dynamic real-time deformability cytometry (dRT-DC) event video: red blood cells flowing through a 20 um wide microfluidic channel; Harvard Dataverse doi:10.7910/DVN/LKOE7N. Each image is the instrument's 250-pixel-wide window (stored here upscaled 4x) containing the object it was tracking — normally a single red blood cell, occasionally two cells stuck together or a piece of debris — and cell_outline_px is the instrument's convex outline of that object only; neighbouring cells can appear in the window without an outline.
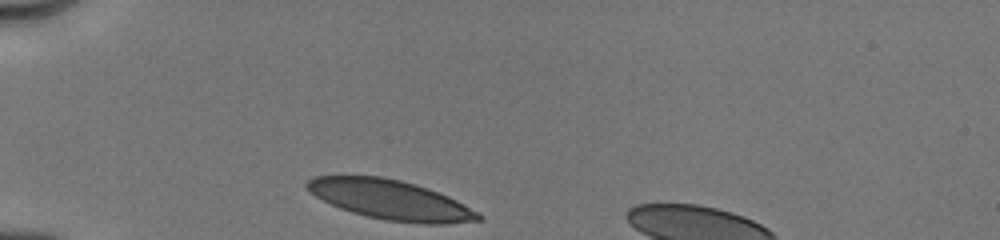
{"species": "human", "species_latin": "Homo sapiens", "temperature_condition": "cold", "stored_images_in_passage": 32, "camera_frame_rate_fps": 3000, "um_per_image_px": 0.085, "donor": {"sex": "male"}, "frame": {"image": 1, "passage_image": 1, "time_ms": 0.0, "image_size_px": [1000, 240], "cell_outline_px": [[484, 220], [444, 224], [424, 224], [384, 220], [352, 212], [340, 208], [316, 196], [304, 184], [312, 176], [380, 176], [400, 180], [428, 188], [448, 196], [480, 212], [484, 216]], "centroid_in_image_um": [33.25, 16.99], "position_along_channel_um": 51.7, "area_um2": 39.42}}
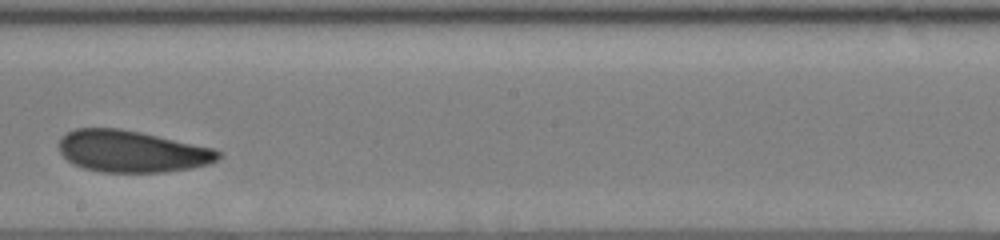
{"frame": {"image": 2, "passage_image": 19, "time_ms": 5.333, "image_size_px": [1000, 240], "cell_outline_px": [[220, 156], [216, 160], [208, 164], [192, 168], [164, 172], [104, 172], [84, 168], [72, 164], [60, 152], [60, 140], [68, 132], [76, 128], [120, 128], [140, 132], [212, 148], [220, 152]], "centroid_in_image_um": [11.19, 12.87], "position_along_channel_um": 237.0, "area_um2": 38.38}}
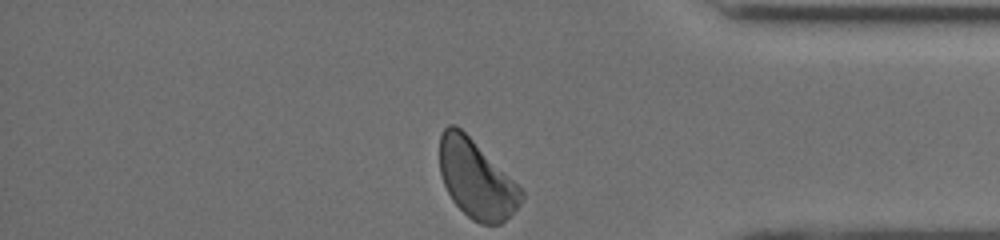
{"frame": {"image": 3, "passage_image": 32, "time_ms": 9.667, "image_size_px": [1000, 240], "cell_outline_px": [[524, 200], [500, 224], [480, 224], [472, 220], [452, 200], [444, 184], [440, 172], [440, 136], [444, 128], [448, 124], [456, 124], [524, 192]], "centroid_in_image_um": [40.46, 15.25], "position_along_channel_um": 394.7, "area_um2": 36.3}, "authors_computed_cell_mechanics": {"area_um2": 39.4196, "velocity_mm_per_s": 3.9649, "shape_relaxation_time_tau1_ms": 3.5374, "shape_relaxation_time_tau2_ms": 3.3923, "deformation_change_tau1": 0.0905, "deformation_change_tau2": 0.0761}}